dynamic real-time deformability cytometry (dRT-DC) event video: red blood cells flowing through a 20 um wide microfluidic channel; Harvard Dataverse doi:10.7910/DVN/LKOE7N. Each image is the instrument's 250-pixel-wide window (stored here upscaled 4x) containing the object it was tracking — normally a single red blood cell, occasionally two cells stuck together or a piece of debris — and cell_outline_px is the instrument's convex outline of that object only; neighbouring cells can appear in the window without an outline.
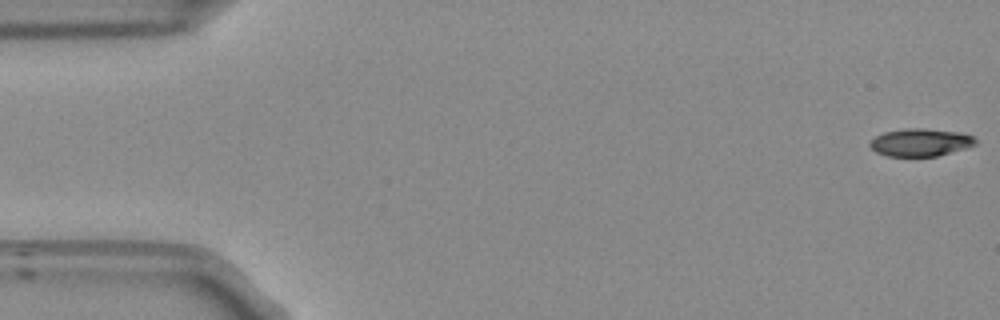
{"species": "Egyptian fruit bat (a non-hibernating species)", "species_latin": "Rousettus aegyptiacus", "temperature_condition": "room temperature", "stored_images_in_passage": 54, "camera_frame_rate_fps": 3000, "um_per_image_px": 0.085, "frame": {"image": 1, "passage_image": 1, "time_ms": 0.0, "image_size_px": [1000, 320], "cell_outline_px": [[976, 144], [968, 148], [936, 156], [888, 156], [876, 152], [868, 144], [876, 136], [884, 132], [904, 128], [924, 128], [960, 132], [972, 136], [976, 140]], "centroid_in_image_um": [78.25, 12.1], "position_along_channel_um": 6.8, "area_um2": 17.05}}
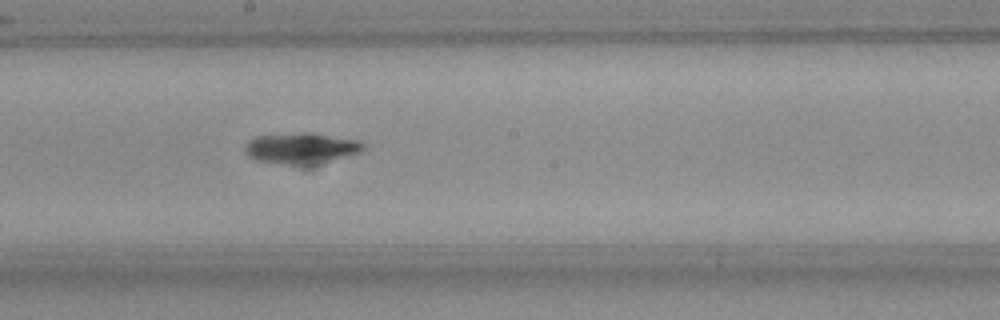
{"frame": {"image": 2, "passage_image": 29, "time_ms": 9.333, "image_size_px": [1000, 320], "cell_outline_px": [[364, 148], [360, 152], [316, 164], [284, 164], [256, 160], [248, 156], [244, 152], [244, 144], [248, 140], [256, 136], [296, 132], [312, 132], [360, 140], [364, 144]], "centroid_in_image_um": [25.57, 12.57], "position_along_channel_um": 222.6, "area_um2": 21.5}}
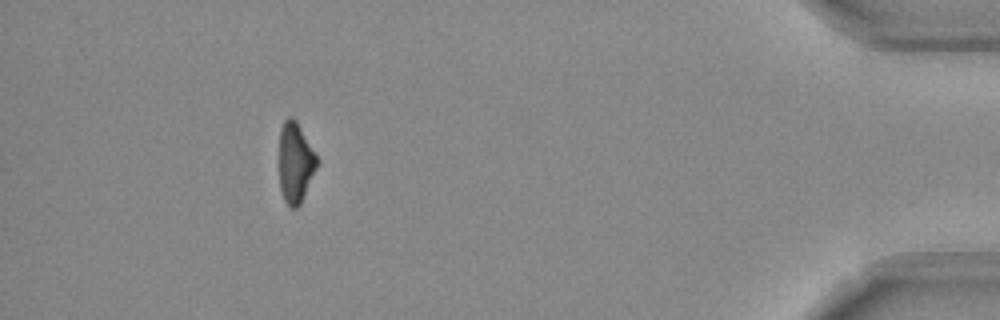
{"frame": {"image": 3, "passage_image": 49, "time_ms": 16.0, "image_size_px": [1000, 320], "cell_outline_px": [[320, 160], [300, 204], [296, 208], [292, 208], [284, 200], [280, 188], [280, 128], [284, 120], [288, 116], [292, 116], [296, 120]], "centroid_in_image_um": [25.12, 13.79], "position_along_channel_um": 410.1, "area_um2": 17.63}, "authors_computed_cell_mechanics": {"area_um2": 18.7561, "velocity_mm_per_s": 3.7681, "shape_relaxation_time_tau1_ms": 5.7359, "shape_relaxation_time_tau2_ms": null, "deformation_change_tau1": 0.1662, "deformation_change_tau2": null}}